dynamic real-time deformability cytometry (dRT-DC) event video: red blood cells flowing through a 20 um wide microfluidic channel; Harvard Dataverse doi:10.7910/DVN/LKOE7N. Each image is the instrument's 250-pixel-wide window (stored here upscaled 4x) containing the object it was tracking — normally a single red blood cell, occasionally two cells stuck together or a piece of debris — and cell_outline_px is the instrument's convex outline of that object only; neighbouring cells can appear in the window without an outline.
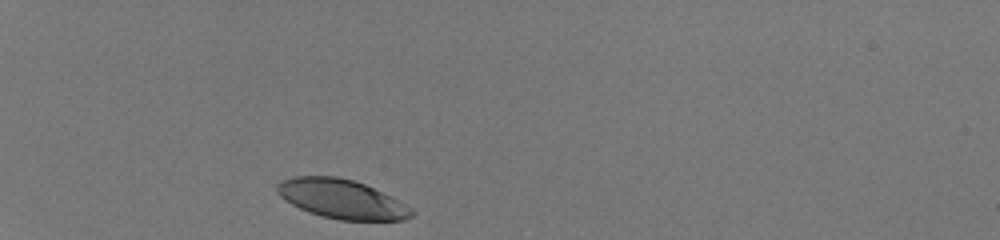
{"species": "human", "species_latin": "Homo sapiens", "temperature_condition": "room temperature", "stored_images_in_passage": 31, "camera_frame_rate_fps": 3000, "um_per_image_px": 0.085, "donor": {"sex": "male"}, "frame": {"image": 1, "passage_image": 1, "time_ms": 0.0, "image_size_px": [1000, 240], "cell_outline_px": [[416, 212], [412, 216], [404, 220], [340, 220], [308, 212], [292, 204], [280, 196], [276, 192], [276, 184], [280, 180], [292, 176], [336, 176], [352, 180], [364, 184], [400, 200], [412, 208]], "centroid_in_image_um": [29.04, 16.91], "position_along_channel_um": 56.0, "area_um2": 30.75}}
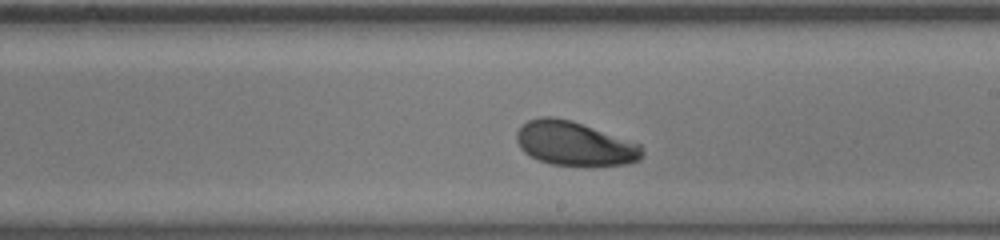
{"frame": {"image": 2, "passage_image": 18, "time_ms": 5.667, "image_size_px": [1000, 240], "cell_outline_px": [[644, 156], [640, 160], [628, 164], [552, 164], [540, 160], [524, 152], [520, 148], [516, 140], [516, 132], [528, 120], [540, 116], [552, 116], [572, 120], [640, 144], [644, 152]], "centroid_in_image_um": [48.84, 12.18], "position_along_channel_um": 240.2, "area_um2": 31.85}}
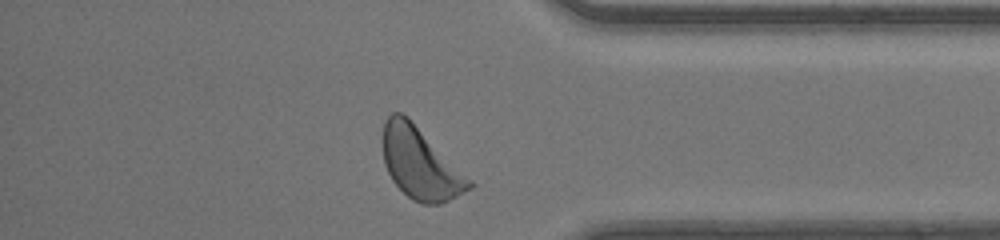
{"frame": {"image": 3, "passage_image": 30, "time_ms": 9.667, "image_size_px": [1000, 240], "cell_outline_px": [[476, 184], [472, 188], [440, 204], [424, 204], [412, 200], [392, 180], [384, 164], [380, 140], [384, 120], [392, 112], [400, 112], [408, 116]], "centroid_in_image_um": [35.69, 13.85], "position_along_channel_um": 399.5, "area_um2": 36.36}, "authors_computed_cell_mechanics": {"area_um2": 32.4258, "velocity_mm_per_s": 4.113, "shape_relaxation_time_tau1_ms": 1.6286, "shape_relaxation_time_tau2_ms": 6.9893, "deformation_change_tau1": 0.0997, "deformation_change_tau2": 0.1496}}